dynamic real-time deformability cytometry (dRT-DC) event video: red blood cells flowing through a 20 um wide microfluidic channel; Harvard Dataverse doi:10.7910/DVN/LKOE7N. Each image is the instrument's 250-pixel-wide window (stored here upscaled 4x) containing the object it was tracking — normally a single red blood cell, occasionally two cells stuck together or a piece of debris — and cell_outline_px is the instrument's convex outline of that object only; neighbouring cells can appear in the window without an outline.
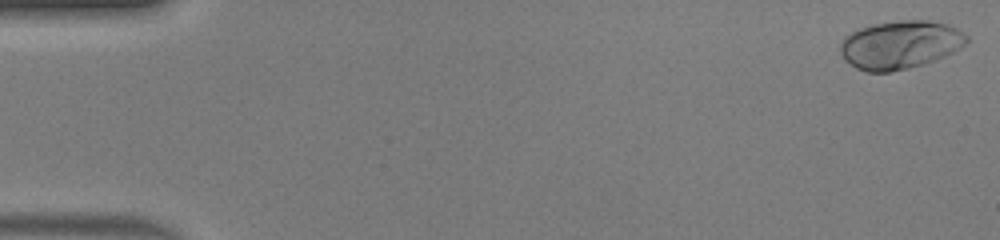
{"species": "human", "species_latin": "Homo sapiens", "temperature_condition": "warm", "stored_images_in_passage": 49, "camera_frame_rate_fps": 3000, "um_per_image_px": 0.085, "donor": {"sex": "male"}, "frame": {"image": 1, "passage_image": 1, "time_ms": 0.0, "image_size_px": [1000, 240], "cell_outline_px": [[968, 40], [960, 48], [936, 60], [924, 64], [892, 72], [868, 72], [856, 68], [844, 60], [840, 52], [840, 44], [844, 36], [860, 28], [872, 24], [900, 20], [928, 20], [948, 24], [956, 28], [968, 36]], "centroid_in_image_um": [76.49, 3.8], "position_along_channel_um": 8.5, "area_um2": 35.66}}
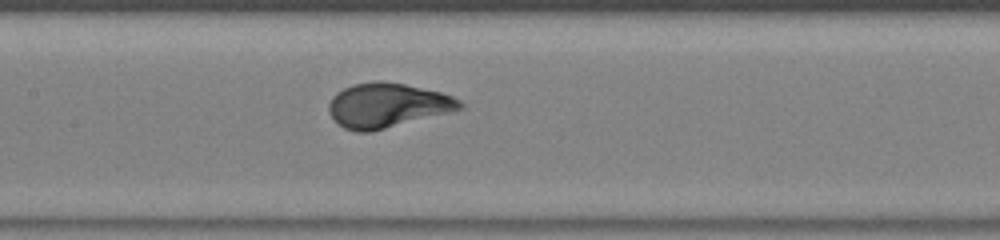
{"frame": {"image": 2, "passage_image": 24, "time_ms": 7.667, "image_size_px": [1000, 240], "cell_outline_px": [[464, 108], [452, 112], [372, 132], [356, 132], [344, 128], [328, 112], [328, 104], [332, 96], [336, 92], [352, 84], [376, 80], [380, 80], [404, 84], [440, 92], [452, 96], [460, 100], [464, 104]], "centroid_in_image_um": [32.93, 8.96], "position_along_channel_um": 174.5, "area_um2": 34.28}}
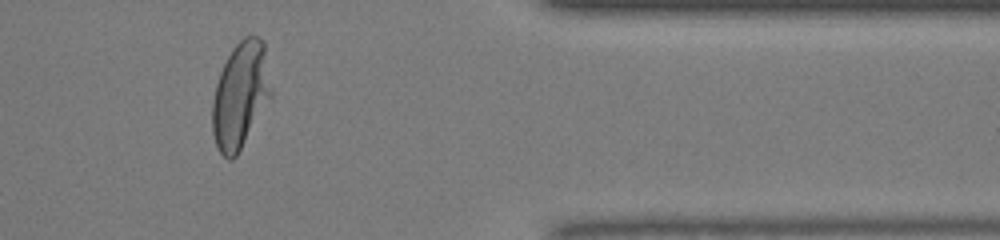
{"frame": {"image": 3, "passage_image": 41, "time_ms": 13.333, "image_size_px": [1000, 240], "cell_outline_px": [[272, 96], [236, 156], [232, 160], [228, 160], [216, 148], [212, 132], [212, 100], [216, 84], [220, 72], [232, 48], [244, 36], [256, 36], [264, 40], [272, 92]], "centroid_in_image_um": [20.43, 8.09], "position_along_channel_um": 391.0, "area_um2": 36.47}}